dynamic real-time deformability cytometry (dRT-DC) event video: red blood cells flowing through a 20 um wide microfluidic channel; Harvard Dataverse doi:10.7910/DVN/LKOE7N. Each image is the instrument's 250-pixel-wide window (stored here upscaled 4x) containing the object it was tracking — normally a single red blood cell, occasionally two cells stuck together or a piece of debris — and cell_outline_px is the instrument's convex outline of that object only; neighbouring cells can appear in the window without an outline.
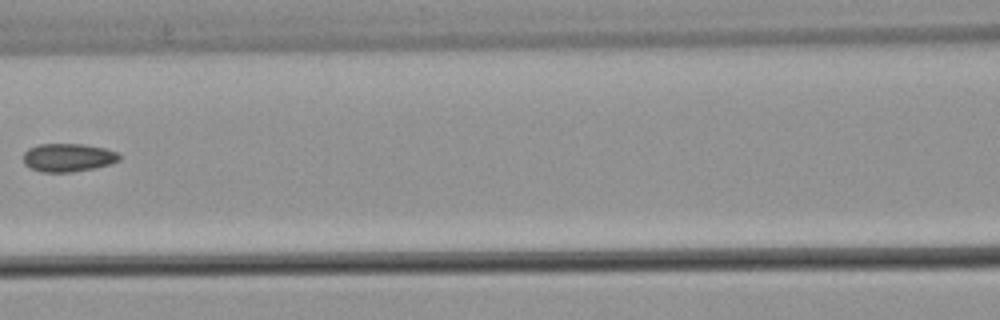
{"species": "common noctule bat (a hibernating species)", "species_latin": "Nyctalus noctula", "temperature_condition": "warm", "stored_images_in_passage": 8, "camera_frame_rate_fps": 3000, "um_per_image_px": 0.085, "animal": {"sex": "male", "body_mass_g": 21.5, "forearm_length_mm": 52.0}, "frame": {"image": 1, "passage_image": 8, "time_ms": 2.333, "image_size_px": [1000, 320], "cell_outline_px": [[120, 160], [112, 164], [72, 172], [44, 172], [32, 168], [24, 164], [24, 152], [28, 148], [40, 144], [84, 144], [104, 148], [116, 152], [120, 156]], "centroid_in_image_um": [5.79, 13.39], "position_along_channel_um": 160.8, "area_um2": 15.72}}